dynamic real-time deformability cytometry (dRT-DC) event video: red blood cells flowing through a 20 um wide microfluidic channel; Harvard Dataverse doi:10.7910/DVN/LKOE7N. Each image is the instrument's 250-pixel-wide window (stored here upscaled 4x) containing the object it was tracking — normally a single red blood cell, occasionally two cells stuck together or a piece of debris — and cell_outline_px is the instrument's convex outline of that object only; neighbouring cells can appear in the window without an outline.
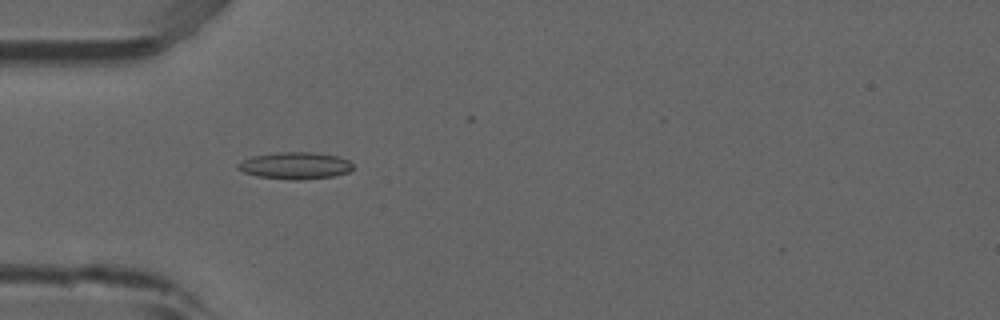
{"species": "common noctule bat (a hibernating species)", "species_latin": "Nyctalus noctula", "temperature_condition": "room temperature", "stored_images_in_passage": 6, "camera_frame_rate_fps": 3000, "um_per_image_px": 0.085, "animal": {"sex": "male", "forearm_length_mm": 52.5}, "frame": {"image": 1, "passage_image": 5, "time_ms": 1.333, "image_size_px": [1000, 320], "cell_outline_px": [[352, 168], [348, 172], [332, 176], [300, 180], [292, 180], [256, 176], [244, 172], [236, 168], [236, 164], [252, 156], [276, 152], [312, 152], [340, 156], [348, 160], [352, 164]], "centroid_in_image_um": [25.07, 14.07], "position_along_channel_um": 59.9, "area_um2": 18.09}}
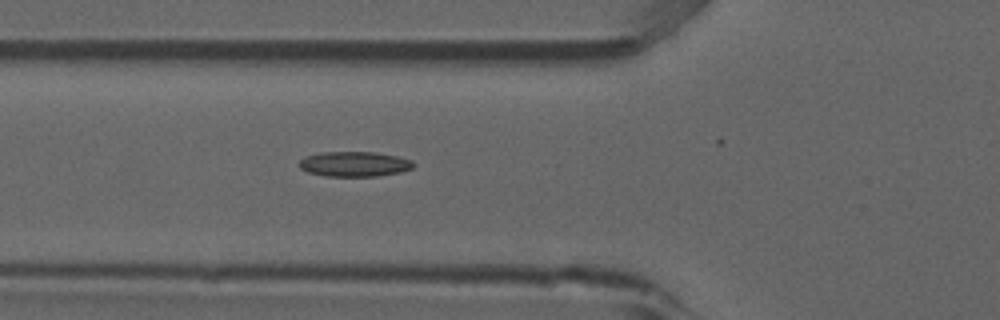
{"frame": {"image": 2, "passage_image": 6, "time_ms": 1.667, "image_size_px": [1000, 320], "cell_outline_px": [[412, 168], [400, 172], [376, 176], [324, 176], [308, 172], [300, 168], [300, 160], [304, 156], [320, 152], [372, 152], [400, 156], [412, 160]], "centroid_in_image_um": [30.1, 13.94], "position_along_channel_um": 95.7, "area_um2": 16.65}}